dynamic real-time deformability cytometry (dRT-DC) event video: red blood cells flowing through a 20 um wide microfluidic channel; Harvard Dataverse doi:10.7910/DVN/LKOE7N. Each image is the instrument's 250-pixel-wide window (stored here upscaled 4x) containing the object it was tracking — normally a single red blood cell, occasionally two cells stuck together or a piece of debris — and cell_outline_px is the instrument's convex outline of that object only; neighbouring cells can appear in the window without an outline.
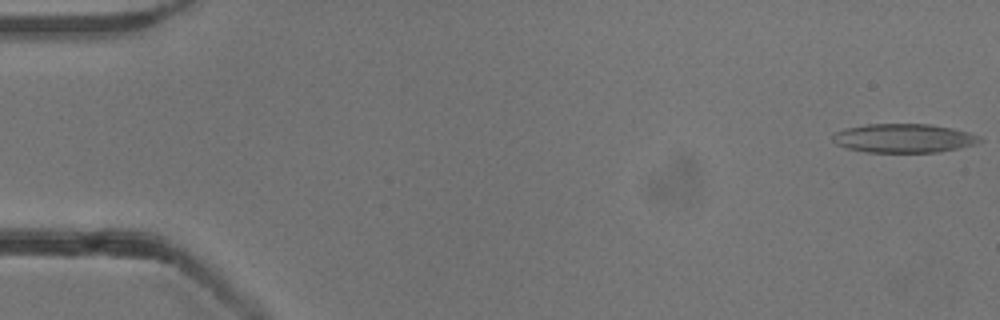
{"species": "common noctule bat (a hibernating species)", "species_latin": "Nyctalus noctula", "temperature_condition": "cold", "stored_images_in_passage": 54, "camera_frame_rate_fps": 3000, "um_per_image_px": 0.085, "animal": {"sex": "male", "body_mass_g": 13.3}, "frame": {"image": 1, "passage_image": 1, "time_ms": 0.0, "image_size_px": [1000, 320], "cell_outline_px": [[984, 140], [976, 144], [960, 148], [936, 152], [868, 152], [848, 148], [836, 144], [832, 140], [832, 136], [836, 132], [848, 128], [868, 124], [928, 124], [968, 132], [980, 136]], "centroid_in_image_um": [76.84, 11.75], "position_along_channel_um": 8.2, "area_um2": 24.51}}
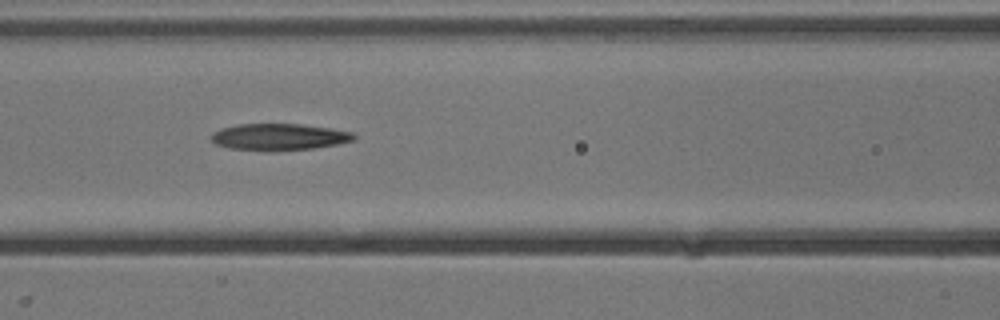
{"frame": {"image": 2, "passage_image": 23, "time_ms": 7.333, "image_size_px": [1000, 320], "cell_outline_px": [[356, 136], [352, 140], [340, 144], [316, 148], [272, 152], [228, 148], [216, 144], [212, 140], [212, 132], [220, 128], [236, 124], [300, 124], [332, 128], [352, 132]], "centroid_in_image_um": [23.71, 11.65], "position_along_channel_um": 142.9, "area_um2": 22.54}}
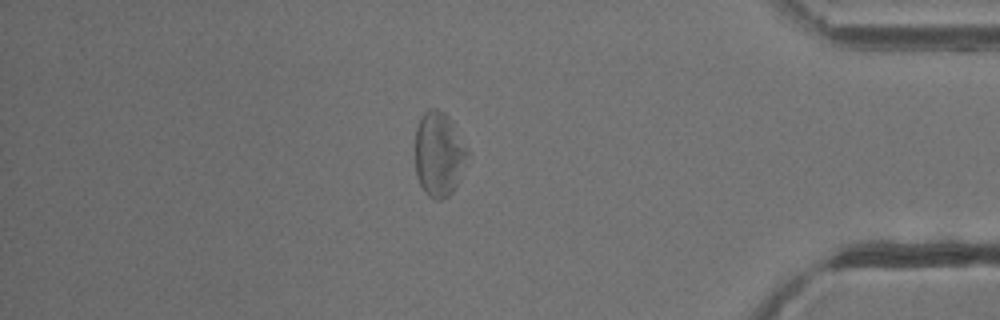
{"frame": {"image": 3, "passage_image": 46, "time_ms": 15.0, "image_size_px": [1000, 320], "cell_outline_px": [[468, 156], [456, 184], [452, 192], [448, 196], [440, 200], [436, 200], [428, 196], [420, 184], [416, 176], [416, 128], [420, 116], [428, 108], [436, 108], [444, 112], [452, 120], [468, 148]], "centroid_in_image_um": [37.3, 13.06], "position_along_channel_um": 397.9, "area_um2": 25.84}, "authors_computed_cell_mechanics": {"area_um2": 23.9292, "velocity_mm_per_s": 3.7876, "shape_relaxation_time_tau1_ms": 5.9659, "shape_relaxation_time_tau2_ms": 2.8033, "deformation_change_tau1": 0.1963, "deformation_change_tau2": 0.1283}}